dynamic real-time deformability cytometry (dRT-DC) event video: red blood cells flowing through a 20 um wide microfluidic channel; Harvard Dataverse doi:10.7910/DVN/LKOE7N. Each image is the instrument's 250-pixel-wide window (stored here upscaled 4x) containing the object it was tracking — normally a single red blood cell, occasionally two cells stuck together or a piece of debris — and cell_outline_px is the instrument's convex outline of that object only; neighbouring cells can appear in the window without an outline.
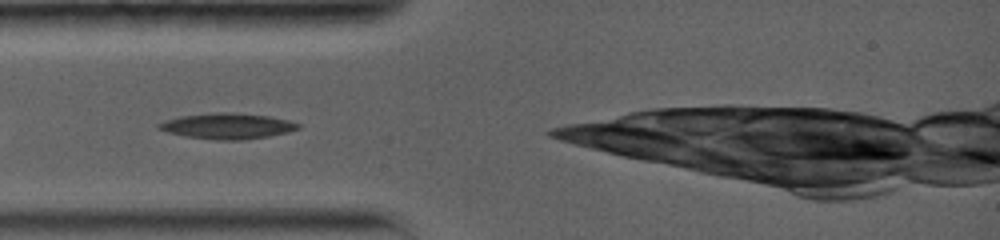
{"species": "common noctule bat (a hibernating species)", "species_latin": "Nyctalus noctula", "temperature_condition": "warm", "stored_images_in_passage": 74, "camera_frame_rate_fps": 5000, "um_per_image_px": 0.085, "animal": {"sex": "female", "body_mass_g": 19.0, "forearm_length_mm": 56.7}, "frame": {"image": 1, "passage_image": 1, "time_ms": 0.0, "image_size_px": [1000, 240], "cell_outline_px": [[300, 128], [288, 132], [268, 136], [240, 140], [216, 140], [184, 136], [168, 132], [156, 128], [156, 124], [164, 120], [180, 116], [216, 112], [232, 112], [268, 116], [288, 120], [300, 124]], "centroid_in_image_um": [19.28, 10.71], "position_along_channel_um": 65.7, "area_um2": 20.92}}